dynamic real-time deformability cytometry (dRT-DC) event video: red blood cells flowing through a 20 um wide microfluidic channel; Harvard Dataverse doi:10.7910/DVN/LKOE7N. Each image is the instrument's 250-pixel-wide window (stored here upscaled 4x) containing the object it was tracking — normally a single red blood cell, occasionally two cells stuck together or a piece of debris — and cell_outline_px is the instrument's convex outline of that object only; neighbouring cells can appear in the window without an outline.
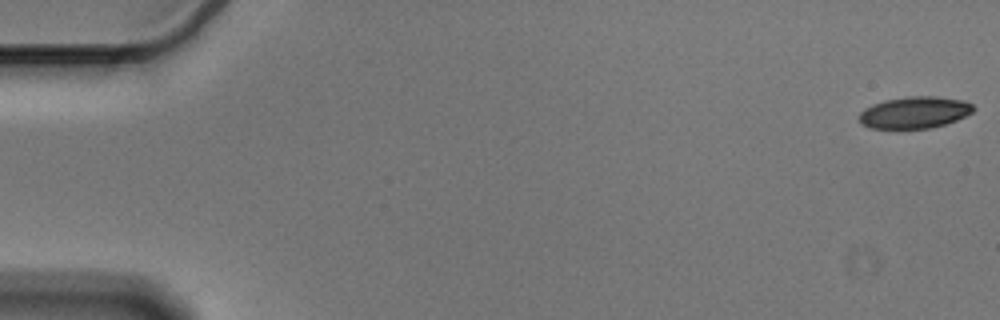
{"species": "Egyptian fruit bat (a non-hibernating species)", "species_latin": "Rousettus aegyptiacus", "temperature_condition": "cold", "stored_images_in_passage": 56, "camera_frame_rate_fps": 3000, "um_per_image_px": 0.085, "animal": {"sex": "male"}, "frame": {"image": 1, "passage_image": 1, "time_ms": 0.0, "image_size_px": [1000, 320], "cell_outline_px": [[976, 108], [972, 112], [956, 120], [944, 124], [928, 128], [872, 128], [864, 124], [860, 120], [860, 112], [864, 108], [872, 104], [884, 100], [908, 96], [936, 96], [964, 100], [972, 104]], "centroid_in_image_um": [77.76, 9.54], "position_along_channel_um": 7.2, "area_um2": 20.98}}
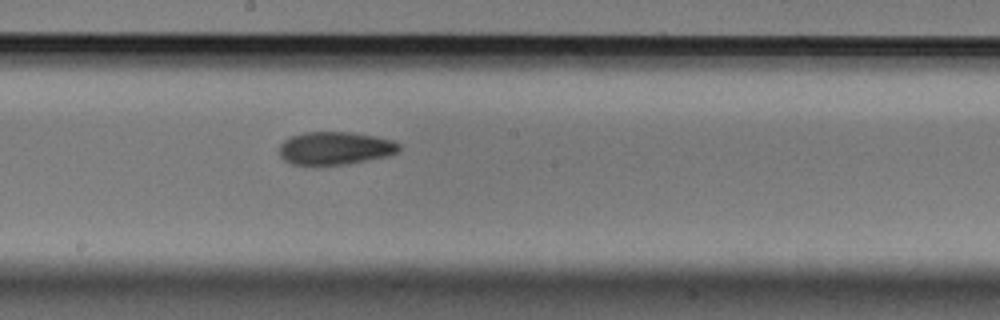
{"frame": {"image": 2, "passage_image": 31, "time_ms": 10.0, "image_size_px": [1000, 320], "cell_outline_px": [[400, 152], [388, 156], [348, 164], [320, 168], [316, 168], [292, 164], [284, 160], [280, 156], [280, 144], [284, 140], [292, 136], [304, 132], [352, 132], [392, 140], [400, 144]], "centroid_in_image_um": [28.46, 12.65], "position_along_channel_um": 219.7, "area_um2": 23.76}}
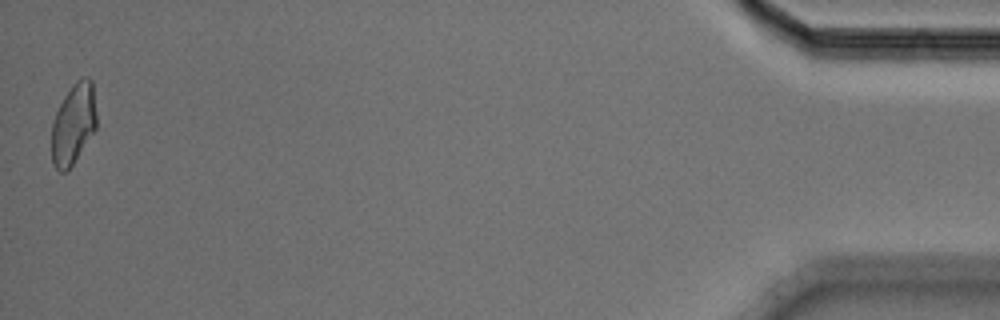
{"frame": {"image": 3, "passage_image": 56, "time_ms": 18.333, "image_size_px": [1000, 320], "cell_outline_px": [[96, 128], [72, 164], [64, 172], [60, 172], [52, 164], [52, 124], [56, 112], [64, 96], [72, 84], [76, 80], [84, 76], [88, 76], [92, 80], [96, 112]], "centroid_in_image_um": [6.24, 10.49], "position_along_channel_um": 429.0, "area_um2": 20.98}, "authors_computed_cell_mechanics": {"area_um2": 22.253, "velocity_mm_per_s": 3.5825, "shape_relaxation_time_tau1_ms": 5.7833, "shape_relaxation_time_tau2_ms": 7.726, "deformation_change_tau1": 0.1447, "deformation_change_tau2": 0.148}}